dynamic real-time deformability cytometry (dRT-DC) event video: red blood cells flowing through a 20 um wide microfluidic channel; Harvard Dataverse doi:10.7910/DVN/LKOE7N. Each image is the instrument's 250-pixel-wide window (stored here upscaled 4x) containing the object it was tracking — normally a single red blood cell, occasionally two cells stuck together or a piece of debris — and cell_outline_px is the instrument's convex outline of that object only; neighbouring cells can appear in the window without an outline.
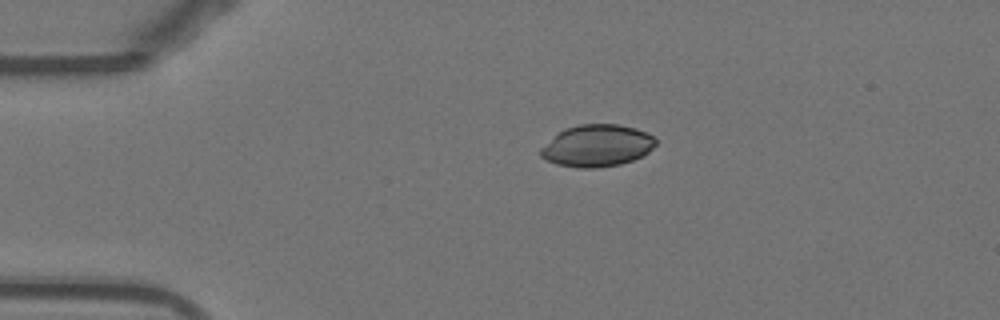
{"species": "Egyptian fruit bat (a non-hibernating species)", "species_latin": "Rousettus aegyptiacus", "temperature_condition": "warm", "stored_images_in_passage": 42, "camera_frame_rate_fps": 3000, "um_per_image_px": 0.085, "animal": {"sex": "female"}, "frame": {"image": 1, "passage_image": 1, "time_ms": 0.0, "image_size_px": [1000, 320], "cell_outline_px": [[656, 144], [644, 156], [620, 164], [596, 168], [580, 168], [556, 164], [540, 156], [540, 148], [564, 128], [580, 124], [620, 124], [636, 128], [652, 136], [656, 140]], "centroid_in_image_um": [50.75, 12.38], "position_along_channel_um": 34.3, "area_um2": 28.09}}
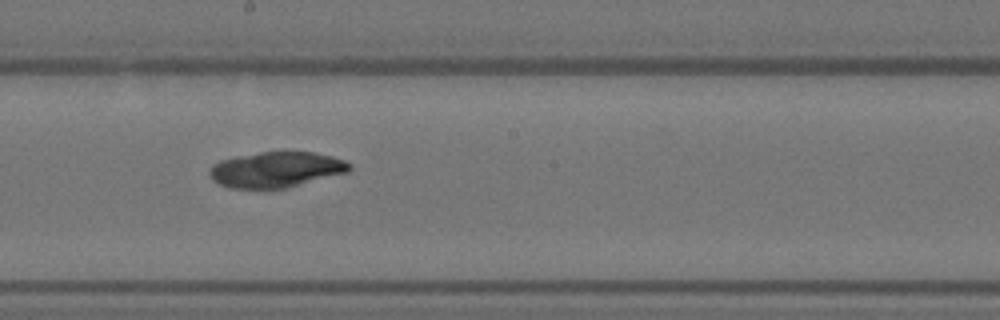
{"frame": {"image": 2, "passage_image": 19, "time_ms": 6.0, "image_size_px": [1000, 320], "cell_outline_px": [[352, 168], [348, 172], [288, 188], [228, 188], [212, 180], [208, 172], [212, 164], [220, 160], [236, 156], [260, 152], [312, 152], [332, 156], [344, 160], [352, 164]], "centroid_in_image_um": [23.47, 14.42], "position_along_channel_um": 224.7, "area_um2": 29.19}}
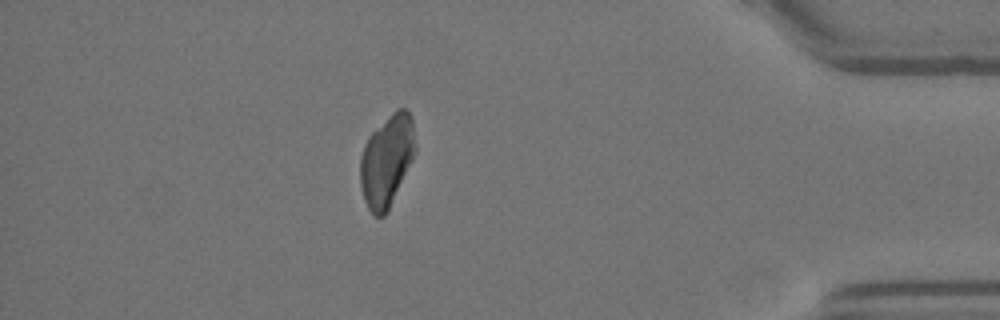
{"frame": {"image": 3, "passage_image": 36, "time_ms": 11.667, "image_size_px": [1000, 320], "cell_outline_px": [[416, 152], [388, 212], [384, 216], [372, 216], [364, 200], [360, 184], [360, 156], [364, 144], [368, 136], [396, 108], [408, 108], [412, 120], [416, 148]], "centroid_in_image_um": [32.87, 13.66], "position_along_channel_um": 402.3, "area_um2": 29.71}}